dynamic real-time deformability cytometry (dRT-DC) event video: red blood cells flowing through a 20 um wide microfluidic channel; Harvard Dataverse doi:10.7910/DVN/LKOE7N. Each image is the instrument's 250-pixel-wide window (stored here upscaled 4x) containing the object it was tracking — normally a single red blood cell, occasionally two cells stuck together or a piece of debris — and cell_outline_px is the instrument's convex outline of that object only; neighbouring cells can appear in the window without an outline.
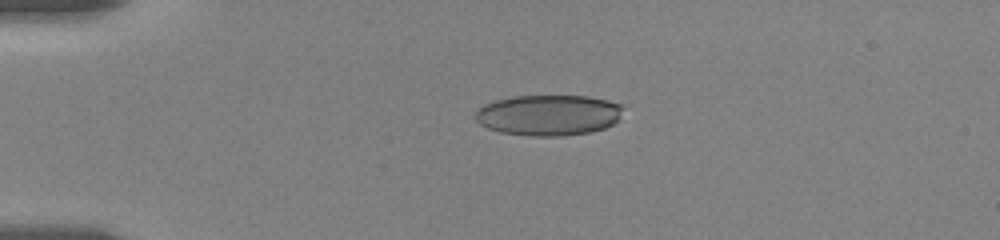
{"species": "human", "species_latin": "Homo sapiens", "temperature_condition": "room temperature", "stored_images_in_passage": 10, "camera_frame_rate_fps": 3000, "um_per_image_px": 0.085, "donor": {"sex": "female"}, "frame": {"image": 1, "passage_image": 5, "time_ms": 3.667, "image_size_px": [1000, 240], "cell_outline_px": [[628, 104], [620, 120], [604, 128], [588, 132], [564, 136], [532, 136], [500, 132], [488, 128], [480, 124], [472, 116], [484, 104], [496, 100], [516, 96], [588, 96]], "centroid_in_image_um": [46.7, 9.78], "position_along_channel_um": 38.3, "area_um2": 35.6}}
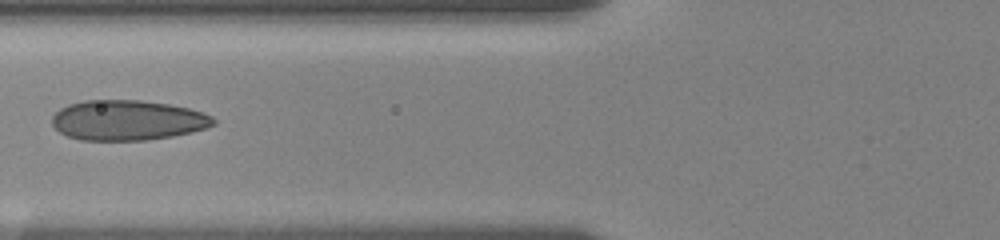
{"frame": {"image": 2, "passage_image": 9, "time_ms": 7.0, "image_size_px": [1000, 240], "cell_outline_px": [[216, 124], [192, 132], [172, 136], [148, 140], [80, 140], [68, 136], [60, 132], [52, 124], [52, 116], [60, 108], [68, 104], [84, 100], [140, 100], [168, 104], [188, 108], [212, 116], [216, 120]], "centroid_in_image_um": [10.83, 10.22], "position_along_channel_um": 115.0, "area_um2": 37.74}}